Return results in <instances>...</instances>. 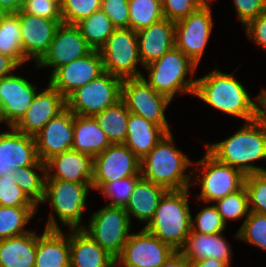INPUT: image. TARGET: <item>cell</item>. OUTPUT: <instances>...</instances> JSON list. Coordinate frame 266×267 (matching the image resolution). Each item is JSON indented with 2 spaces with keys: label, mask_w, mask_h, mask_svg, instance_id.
Masks as SVG:
<instances>
[{
  "label": "cell",
  "mask_w": 266,
  "mask_h": 267,
  "mask_svg": "<svg viewBox=\"0 0 266 267\" xmlns=\"http://www.w3.org/2000/svg\"><path fill=\"white\" fill-rule=\"evenodd\" d=\"M23 3L24 0H0V13H17Z\"/></svg>",
  "instance_id": "51"
},
{
  "label": "cell",
  "mask_w": 266,
  "mask_h": 267,
  "mask_svg": "<svg viewBox=\"0 0 266 267\" xmlns=\"http://www.w3.org/2000/svg\"><path fill=\"white\" fill-rule=\"evenodd\" d=\"M196 164V165H195ZM191 185H200V194L196 193L197 200L203 203L215 201L235 193L245 185L246 175L239 169L219 162L207 150L205 155L193 162ZM198 172V174H197Z\"/></svg>",
  "instance_id": "7"
},
{
  "label": "cell",
  "mask_w": 266,
  "mask_h": 267,
  "mask_svg": "<svg viewBox=\"0 0 266 267\" xmlns=\"http://www.w3.org/2000/svg\"><path fill=\"white\" fill-rule=\"evenodd\" d=\"M213 0H207L196 11L175 22V47L197 66L204 54L214 26Z\"/></svg>",
  "instance_id": "12"
},
{
  "label": "cell",
  "mask_w": 266,
  "mask_h": 267,
  "mask_svg": "<svg viewBox=\"0 0 266 267\" xmlns=\"http://www.w3.org/2000/svg\"><path fill=\"white\" fill-rule=\"evenodd\" d=\"M37 233L35 267H70V229Z\"/></svg>",
  "instance_id": "26"
},
{
  "label": "cell",
  "mask_w": 266,
  "mask_h": 267,
  "mask_svg": "<svg viewBox=\"0 0 266 267\" xmlns=\"http://www.w3.org/2000/svg\"><path fill=\"white\" fill-rule=\"evenodd\" d=\"M116 259L82 229H70V267H111Z\"/></svg>",
  "instance_id": "25"
},
{
  "label": "cell",
  "mask_w": 266,
  "mask_h": 267,
  "mask_svg": "<svg viewBox=\"0 0 266 267\" xmlns=\"http://www.w3.org/2000/svg\"><path fill=\"white\" fill-rule=\"evenodd\" d=\"M191 267H231V266L215 258H206L192 263Z\"/></svg>",
  "instance_id": "52"
},
{
  "label": "cell",
  "mask_w": 266,
  "mask_h": 267,
  "mask_svg": "<svg viewBox=\"0 0 266 267\" xmlns=\"http://www.w3.org/2000/svg\"><path fill=\"white\" fill-rule=\"evenodd\" d=\"M38 171V172H37ZM39 171L41 174H39ZM12 175L16 185L39 207L45 194L46 165L33 164L31 166L13 169Z\"/></svg>",
  "instance_id": "33"
},
{
  "label": "cell",
  "mask_w": 266,
  "mask_h": 267,
  "mask_svg": "<svg viewBox=\"0 0 266 267\" xmlns=\"http://www.w3.org/2000/svg\"><path fill=\"white\" fill-rule=\"evenodd\" d=\"M129 115L130 112L125 103L120 100L93 117L111 144H124L128 132Z\"/></svg>",
  "instance_id": "31"
},
{
  "label": "cell",
  "mask_w": 266,
  "mask_h": 267,
  "mask_svg": "<svg viewBox=\"0 0 266 267\" xmlns=\"http://www.w3.org/2000/svg\"><path fill=\"white\" fill-rule=\"evenodd\" d=\"M190 188L168 190L161 198L154 216L144 227L147 231L180 251L191 233Z\"/></svg>",
  "instance_id": "4"
},
{
  "label": "cell",
  "mask_w": 266,
  "mask_h": 267,
  "mask_svg": "<svg viewBox=\"0 0 266 267\" xmlns=\"http://www.w3.org/2000/svg\"><path fill=\"white\" fill-rule=\"evenodd\" d=\"M19 65L11 58L0 54V79L13 74Z\"/></svg>",
  "instance_id": "49"
},
{
  "label": "cell",
  "mask_w": 266,
  "mask_h": 267,
  "mask_svg": "<svg viewBox=\"0 0 266 267\" xmlns=\"http://www.w3.org/2000/svg\"><path fill=\"white\" fill-rule=\"evenodd\" d=\"M244 186L250 211L266 214V172L246 175Z\"/></svg>",
  "instance_id": "42"
},
{
  "label": "cell",
  "mask_w": 266,
  "mask_h": 267,
  "mask_svg": "<svg viewBox=\"0 0 266 267\" xmlns=\"http://www.w3.org/2000/svg\"><path fill=\"white\" fill-rule=\"evenodd\" d=\"M89 219L82 230L116 259L131 234L132 223L124 207L105 205Z\"/></svg>",
  "instance_id": "8"
},
{
  "label": "cell",
  "mask_w": 266,
  "mask_h": 267,
  "mask_svg": "<svg viewBox=\"0 0 266 267\" xmlns=\"http://www.w3.org/2000/svg\"><path fill=\"white\" fill-rule=\"evenodd\" d=\"M243 29L250 41L266 51V11L249 21Z\"/></svg>",
  "instance_id": "48"
},
{
  "label": "cell",
  "mask_w": 266,
  "mask_h": 267,
  "mask_svg": "<svg viewBox=\"0 0 266 267\" xmlns=\"http://www.w3.org/2000/svg\"><path fill=\"white\" fill-rule=\"evenodd\" d=\"M101 0H65L61 7L62 22L76 25L92 13L101 10Z\"/></svg>",
  "instance_id": "43"
},
{
  "label": "cell",
  "mask_w": 266,
  "mask_h": 267,
  "mask_svg": "<svg viewBox=\"0 0 266 267\" xmlns=\"http://www.w3.org/2000/svg\"><path fill=\"white\" fill-rule=\"evenodd\" d=\"M260 116L265 120L266 122V89H262L260 91Z\"/></svg>",
  "instance_id": "53"
},
{
  "label": "cell",
  "mask_w": 266,
  "mask_h": 267,
  "mask_svg": "<svg viewBox=\"0 0 266 267\" xmlns=\"http://www.w3.org/2000/svg\"><path fill=\"white\" fill-rule=\"evenodd\" d=\"M45 164L39 160L35 138L10 127L0 132V173H12L13 169Z\"/></svg>",
  "instance_id": "21"
},
{
  "label": "cell",
  "mask_w": 266,
  "mask_h": 267,
  "mask_svg": "<svg viewBox=\"0 0 266 267\" xmlns=\"http://www.w3.org/2000/svg\"><path fill=\"white\" fill-rule=\"evenodd\" d=\"M33 84L14 73L0 79V107L8 128L14 127L31 106L38 91Z\"/></svg>",
  "instance_id": "17"
},
{
  "label": "cell",
  "mask_w": 266,
  "mask_h": 267,
  "mask_svg": "<svg viewBox=\"0 0 266 267\" xmlns=\"http://www.w3.org/2000/svg\"><path fill=\"white\" fill-rule=\"evenodd\" d=\"M172 132L167 133L140 161L141 177L167 190H184L192 183L193 162L176 148ZM191 167V169L189 168ZM189 169V171H188ZM187 172V173H186Z\"/></svg>",
  "instance_id": "3"
},
{
  "label": "cell",
  "mask_w": 266,
  "mask_h": 267,
  "mask_svg": "<svg viewBox=\"0 0 266 267\" xmlns=\"http://www.w3.org/2000/svg\"><path fill=\"white\" fill-rule=\"evenodd\" d=\"M168 190L163 186L140 178L129 197L124 210L132 223V216L139 222H144L146 227L152 220L161 198Z\"/></svg>",
  "instance_id": "27"
},
{
  "label": "cell",
  "mask_w": 266,
  "mask_h": 267,
  "mask_svg": "<svg viewBox=\"0 0 266 267\" xmlns=\"http://www.w3.org/2000/svg\"><path fill=\"white\" fill-rule=\"evenodd\" d=\"M210 107L245 122L260 116V93L253 100L234 72L224 73L218 68L196 78L194 95Z\"/></svg>",
  "instance_id": "1"
},
{
  "label": "cell",
  "mask_w": 266,
  "mask_h": 267,
  "mask_svg": "<svg viewBox=\"0 0 266 267\" xmlns=\"http://www.w3.org/2000/svg\"><path fill=\"white\" fill-rule=\"evenodd\" d=\"M140 159L125 145L111 144L93 157L92 189L129 176H141Z\"/></svg>",
  "instance_id": "14"
},
{
  "label": "cell",
  "mask_w": 266,
  "mask_h": 267,
  "mask_svg": "<svg viewBox=\"0 0 266 267\" xmlns=\"http://www.w3.org/2000/svg\"><path fill=\"white\" fill-rule=\"evenodd\" d=\"M213 204L226 225L229 220L246 219L250 213L245 186L239 191L215 201Z\"/></svg>",
  "instance_id": "37"
},
{
  "label": "cell",
  "mask_w": 266,
  "mask_h": 267,
  "mask_svg": "<svg viewBox=\"0 0 266 267\" xmlns=\"http://www.w3.org/2000/svg\"><path fill=\"white\" fill-rule=\"evenodd\" d=\"M207 0H161L164 18L178 21L196 11Z\"/></svg>",
  "instance_id": "44"
},
{
  "label": "cell",
  "mask_w": 266,
  "mask_h": 267,
  "mask_svg": "<svg viewBox=\"0 0 266 267\" xmlns=\"http://www.w3.org/2000/svg\"><path fill=\"white\" fill-rule=\"evenodd\" d=\"M4 124V118H3V115H2V110H1V107H0V124Z\"/></svg>",
  "instance_id": "55"
},
{
  "label": "cell",
  "mask_w": 266,
  "mask_h": 267,
  "mask_svg": "<svg viewBox=\"0 0 266 267\" xmlns=\"http://www.w3.org/2000/svg\"><path fill=\"white\" fill-rule=\"evenodd\" d=\"M137 40L141 63L145 67L175 47V22L162 18L137 32Z\"/></svg>",
  "instance_id": "23"
},
{
  "label": "cell",
  "mask_w": 266,
  "mask_h": 267,
  "mask_svg": "<svg viewBox=\"0 0 266 267\" xmlns=\"http://www.w3.org/2000/svg\"><path fill=\"white\" fill-rule=\"evenodd\" d=\"M52 1L58 4L60 7H62L63 3L65 2V0H52Z\"/></svg>",
  "instance_id": "54"
},
{
  "label": "cell",
  "mask_w": 266,
  "mask_h": 267,
  "mask_svg": "<svg viewBox=\"0 0 266 267\" xmlns=\"http://www.w3.org/2000/svg\"><path fill=\"white\" fill-rule=\"evenodd\" d=\"M197 67L181 50L174 47L160 59L145 66L147 79L144 75L142 77L156 92L172 101L176 94L194 95L196 78H187V75L193 77Z\"/></svg>",
  "instance_id": "6"
},
{
  "label": "cell",
  "mask_w": 266,
  "mask_h": 267,
  "mask_svg": "<svg viewBox=\"0 0 266 267\" xmlns=\"http://www.w3.org/2000/svg\"><path fill=\"white\" fill-rule=\"evenodd\" d=\"M0 54L11 57L19 66L28 62L23 55L17 13H0Z\"/></svg>",
  "instance_id": "32"
},
{
  "label": "cell",
  "mask_w": 266,
  "mask_h": 267,
  "mask_svg": "<svg viewBox=\"0 0 266 267\" xmlns=\"http://www.w3.org/2000/svg\"><path fill=\"white\" fill-rule=\"evenodd\" d=\"M38 208L0 206V240L30 232L31 229H26L25 226L35 217Z\"/></svg>",
  "instance_id": "35"
},
{
  "label": "cell",
  "mask_w": 266,
  "mask_h": 267,
  "mask_svg": "<svg viewBox=\"0 0 266 267\" xmlns=\"http://www.w3.org/2000/svg\"><path fill=\"white\" fill-rule=\"evenodd\" d=\"M129 0H103L102 11L116 28H129Z\"/></svg>",
  "instance_id": "45"
},
{
  "label": "cell",
  "mask_w": 266,
  "mask_h": 267,
  "mask_svg": "<svg viewBox=\"0 0 266 267\" xmlns=\"http://www.w3.org/2000/svg\"><path fill=\"white\" fill-rule=\"evenodd\" d=\"M20 20L23 55L37 64L48 51L62 19H46L17 12Z\"/></svg>",
  "instance_id": "18"
},
{
  "label": "cell",
  "mask_w": 266,
  "mask_h": 267,
  "mask_svg": "<svg viewBox=\"0 0 266 267\" xmlns=\"http://www.w3.org/2000/svg\"><path fill=\"white\" fill-rule=\"evenodd\" d=\"M45 165L46 179L92 183L93 157L89 154L70 149L51 157Z\"/></svg>",
  "instance_id": "22"
},
{
  "label": "cell",
  "mask_w": 266,
  "mask_h": 267,
  "mask_svg": "<svg viewBox=\"0 0 266 267\" xmlns=\"http://www.w3.org/2000/svg\"><path fill=\"white\" fill-rule=\"evenodd\" d=\"M105 72L100 51L89 54L57 68L49 83L67 99L75 90L90 83Z\"/></svg>",
  "instance_id": "15"
},
{
  "label": "cell",
  "mask_w": 266,
  "mask_h": 267,
  "mask_svg": "<svg viewBox=\"0 0 266 267\" xmlns=\"http://www.w3.org/2000/svg\"><path fill=\"white\" fill-rule=\"evenodd\" d=\"M82 36L93 50H100L116 27L101 10L92 13L76 24Z\"/></svg>",
  "instance_id": "34"
},
{
  "label": "cell",
  "mask_w": 266,
  "mask_h": 267,
  "mask_svg": "<svg viewBox=\"0 0 266 267\" xmlns=\"http://www.w3.org/2000/svg\"><path fill=\"white\" fill-rule=\"evenodd\" d=\"M235 238L266 251V214L250 211L236 231Z\"/></svg>",
  "instance_id": "38"
},
{
  "label": "cell",
  "mask_w": 266,
  "mask_h": 267,
  "mask_svg": "<svg viewBox=\"0 0 266 267\" xmlns=\"http://www.w3.org/2000/svg\"><path fill=\"white\" fill-rule=\"evenodd\" d=\"M20 11L46 19H62L61 7L52 0H24Z\"/></svg>",
  "instance_id": "46"
},
{
  "label": "cell",
  "mask_w": 266,
  "mask_h": 267,
  "mask_svg": "<svg viewBox=\"0 0 266 267\" xmlns=\"http://www.w3.org/2000/svg\"><path fill=\"white\" fill-rule=\"evenodd\" d=\"M204 206L195 215V218L191 217V232H197L201 234H219L223 233L226 228V224L222 220L221 215L217 211L214 204Z\"/></svg>",
  "instance_id": "40"
},
{
  "label": "cell",
  "mask_w": 266,
  "mask_h": 267,
  "mask_svg": "<svg viewBox=\"0 0 266 267\" xmlns=\"http://www.w3.org/2000/svg\"><path fill=\"white\" fill-rule=\"evenodd\" d=\"M204 145L219 162L237 168L245 175L266 172L263 166L253 164L266 159V122L261 116L244 122L227 139Z\"/></svg>",
  "instance_id": "2"
},
{
  "label": "cell",
  "mask_w": 266,
  "mask_h": 267,
  "mask_svg": "<svg viewBox=\"0 0 266 267\" xmlns=\"http://www.w3.org/2000/svg\"><path fill=\"white\" fill-rule=\"evenodd\" d=\"M90 189L92 183L46 179L45 194L40 204L49 203L53 211L49 213L45 229L61 230L58 219L68 229H82L81 221Z\"/></svg>",
  "instance_id": "5"
},
{
  "label": "cell",
  "mask_w": 266,
  "mask_h": 267,
  "mask_svg": "<svg viewBox=\"0 0 266 267\" xmlns=\"http://www.w3.org/2000/svg\"><path fill=\"white\" fill-rule=\"evenodd\" d=\"M121 100L129 112L171 132L165 111L172 101L156 92L143 77L123 79Z\"/></svg>",
  "instance_id": "11"
},
{
  "label": "cell",
  "mask_w": 266,
  "mask_h": 267,
  "mask_svg": "<svg viewBox=\"0 0 266 267\" xmlns=\"http://www.w3.org/2000/svg\"><path fill=\"white\" fill-rule=\"evenodd\" d=\"M140 178L141 176H129L114 182L105 183L98 192H101L105 199H110L107 205L125 207L133 193L136 182Z\"/></svg>",
  "instance_id": "41"
},
{
  "label": "cell",
  "mask_w": 266,
  "mask_h": 267,
  "mask_svg": "<svg viewBox=\"0 0 266 267\" xmlns=\"http://www.w3.org/2000/svg\"><path fill=\"white\" fill-rule=\"evenodd\" d=\"M111 267H120V266L117 263H115Z\"/></svg>",
  "instance_id": "56"
},
{
  "label": "cell",
  "mask_w": 266,
  "mask_h": 267,
  "mask_svg": "<svg viewBox=\"0 0 266 267\" xmlns=\"http://www.w3.org/2000/svg\"><path fill=\"white\" fill-rule=\"evenodd\" d=\"M41 162L72 149L74 138V114L66 107L52 118L34 137Z\"/></svg>",
  "instance_id": "19"
},
{
  "label": "cell",
  "mask_w": 266,
  "mask_h": 267,
  "mask_svg": "<svg viewBox=\"0 0 266 267\" xmlns=\"http://www.w3.org/2000/svg\"><path fill=\"white\" fill-rule=\"evenodd\" d=\"M160 267H191V263L185 258L181 251H175Z\"/></svg>",
  "instance_id": "50"
},
{
  "label": "cell",
  "mask_w": 266,
  "mask_h": 267,
  "mask_svg": "<svg viewBox=\"0 0 266 267\" xmlns=\"http://www.w3.org/2000/svg\"><path fill=\"white\" fill-rule=\"evenodd\" d=\"M37 233L26 234L0 240V266L35 267Z\"/></svg>",
  "instance_id": "29"
},
{
  "label": "cell",
  "mask_w": 266,
  "mask_h": 267,
  "mask_svg": "<svg viewBox=\"0 0 266 267\" xmlns=\"http://www.w3.org/2000/svg\"><path fill=\"white\" fill-rule=\"evenodd\" d=\"M223 233L201 234L191 232L184 247L180 250L185 258L192 264L201 259L215 258L219 261L231 264L232 249Z\"/></svg>",
  "instance_id": "24"
},
{
  "label": "cell",
  "mask_w": 266,
  "mask_h": 267,
  "mask_svg": "<svg viewBox=\"0 0 266 267\" xmlns=\"http://www.w3.org/2000/svg\"><path fill=\"white\" fill-rule=\"evenodd\" d=\"M175 251L142 227L140 231L130 234L116 263L120 267H160Z\"/></svg>",
  "instance_id": "13"
},
{
  "label": "cell",
  "mask_w": 266,
  "mask_h": 267,
  "mask_svg": "<svg viewBox=\"0 0 266 267\" xmlns=\"http://www.w3.org/2000/svg\"><path fill=\"white\" fill-rule=\"evenodd\" d=\"M168 132L130 112L125 145L142 160Z\"/></svg>",
  "instance_id": "28"
},
{
  "label": "cell",
  "mask_w": 266,
  "mask_h": 267,
  "mask_svg": "<svg viewBox=\"0 0 266 267\" xmlns=\"http://www.w3.org/2000/svg\"><path fill=\"white\" fill-rule=\"evenodd\" d=\"M15 183L12 173L0 175V206L38 207Z\"/></svg>",
  "instance_id": "39"
},
{
  "label": "cell",
  "mask_w": 266,
  "mask_h": 267,
  "mask_svg": "<svg viewBox=\"0 0 266 267\" xmlns=\"http://www.w3.org/2000/svg\"><path fill=\"white\" fill-rule=\"evenodd\" d=\"M111 145L97 121L91 116L74 115L72 150L95 157Z\"/></svg>",
  "instance_id": "30"
},
{
  "label": "cell",
  "mask_w": 266,
  "mask_h": 267,
  "mask_svg": "<svg viewBox=\"0 0 266 267\" xmlns=\"http://www.w3.org/2000/svg\"><path fill=\"white\" fill-rule=\"evenodd\" d=\"M92 50L76 25L61 23L48 51L35 65L42 69L51 67L52 74L60 66L71 63Z\"/></svg>",
  "instance_id": "16"
},
{
  "label": "cell",
  "mask_w": 266,
  "mask_h": 267,
  "mask_svg": "<svg viewBox=\"0 0 266 267\" xmlns=\"http://www.w3.org/2000/svg\"><path fill=\"white\" fill-rule=\"evenodd\" d=\"M233 2L243 27L266 11V0H233Z\"/></svg>",
  "instance_id": "47"
},
{
  "label": "cell",
  "mask_w": 266,
  "mask_h": 267,
  "mask_svg": "<svg viewBox=\"0 0 266 267\" xmlns=\"http://www.w3.org/2000/svg\"><path fill=\"white\" fill-rule=\"evenodd\" d=\"M129 28L135 32L164 18L161 0H129Z\"/></svg>",
  "instance_id": "36"
},
{
  "label": "cell",
  "mask_w": 266,
  "mask_h": 267,
  "mask_svg": "<svg viewBox=\"0 0 266 267\" xmlns=\"http://www.w3.org/2000/svg\"><path fill=\"white\" fill-rule=\"evenodd\" d=\"M122 82V78L105 71L90 83L75 90L66 99V107L74 115L93 117L121 100Z\"/></svg>",
  "instance_id": "9"
},
{
  "label": "cell",
  "mask_w": 266,
  "mask_h": 267,
  "mask_svg": "<svg viewBox=\"0 0 266 267\" xmlns=\"http://www.w3.org/2000/svg\"><path fill=\"white\" fill-rule=\"evenodd\" d=\"M47 86L43 91H37L31 106L14 129L35 137L52 118L66 108L65 97L49 82Z\"/></svg>",
  "instance_id": "20"
},
{
  "label": "cell",
  "mask_w": 266,
  "mask_h": 267,
  "mask_svg": "<svg viewBox=\"0 0 266 267\" xmlns=\"http://www.w3.org/2000/svg\"><path fill=\"white\" fill-rule=\"evenodd\" d=\"M104 69L122 79L139 78L143 72L138 70L141 65L137 32L130 28H116L99 50Z\"/></svg>",
  "instance_id": "10"
}]
</instances>
